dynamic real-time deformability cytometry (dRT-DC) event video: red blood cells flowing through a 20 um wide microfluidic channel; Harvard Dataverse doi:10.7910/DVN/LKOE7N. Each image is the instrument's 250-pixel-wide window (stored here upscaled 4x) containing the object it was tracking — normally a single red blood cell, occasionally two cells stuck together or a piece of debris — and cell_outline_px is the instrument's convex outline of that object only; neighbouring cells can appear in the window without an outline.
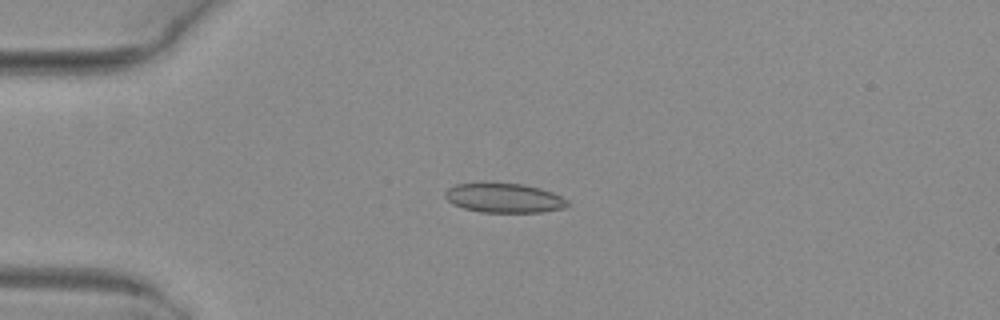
{"species": "common noctule bat (a hibernating species)", "species_latin": "Nyctalus noctula", "temperature_condition": "warm", "stored_images_in_passage": 3, "camera_frame_rate_fps": 3000, "um_per_image_px": 0.085, "animal": {"sex": "female", "body_mass_g": 29.2, "forearm_length_mm": 56.3}, "frame": {"image": 1, "passage_image": 2, "time_ms": 0.333, "image_size_px": [1000, 320], "cell_outline_px": [[568, 204], [564, 208], [544, 212], [480, 212], [464, 208], [452, 204], [444, 196], [444, 192], [448, 188], [456, 184], [524, 184], [540, 188], [552, 192], [568, 200]], "centroid_in_image_um": [42.85, 16.84], "position_along_channel_um": 42.1, "area_um2": 20.75}}